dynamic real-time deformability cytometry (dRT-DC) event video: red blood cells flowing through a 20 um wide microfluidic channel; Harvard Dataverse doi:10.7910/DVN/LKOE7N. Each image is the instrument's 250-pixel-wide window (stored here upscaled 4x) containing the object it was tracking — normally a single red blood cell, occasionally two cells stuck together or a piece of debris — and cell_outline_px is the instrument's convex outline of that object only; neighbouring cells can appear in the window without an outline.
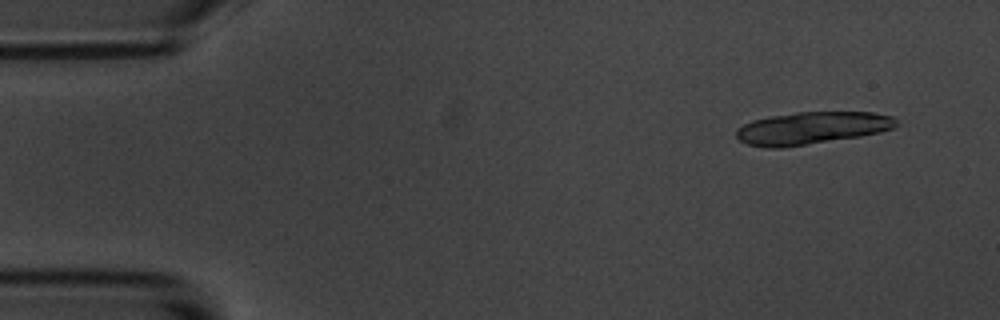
{"species": "common noctule bat (a hibernating species)", "species_latin": "Nyctalus noctula", "temperature_condition": "room temperature", "stored_images_in_passage": 5, "camera_frame_rate_fps": 3000, "um_per_image_px": 0.085, "animal": {"sex": "male", "body_mass_g": 20.1, "forearm_length_mm": 53.5}, "frame": {"image": 1, "passage_image": 1, "time_ms": 0.0, "image_size_px": [1000, 320], "cell_outline_px": [[900, 124], [896, 128], [880, 132], [860, 136], [780, 148], [764, 148], [748, 144], [740, 140], [736, 136], [736, 128], [752, 120], [768, 116], [796, 112], [872, 112], [892, 116]], "centroid_in_image_um": [69.01, 10.88], "position_along_channel_um": 16.0, "area_um2": 30.35}}